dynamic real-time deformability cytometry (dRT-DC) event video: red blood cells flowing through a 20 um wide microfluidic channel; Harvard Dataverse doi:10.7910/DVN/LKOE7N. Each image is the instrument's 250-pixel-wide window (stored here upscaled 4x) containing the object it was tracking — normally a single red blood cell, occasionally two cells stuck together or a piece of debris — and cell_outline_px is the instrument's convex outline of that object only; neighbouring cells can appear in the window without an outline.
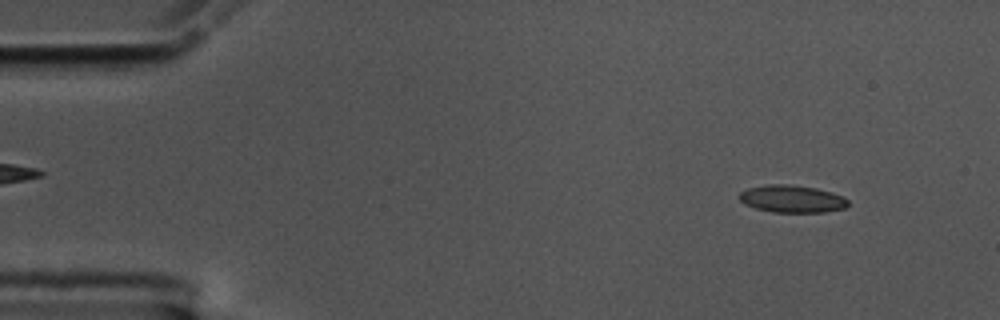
{"species": "common noctule bat (a hibernating species)", "species_latin": "Nyctalus noctula", "temperature_condition": "cold", "stored_images_in_passage": 56, "camera_frame_rate_fps": 3000, "um_per_image_px": 0.085, "animal": {"sex": "male", "body_mass_g": 17.5, "forearm_length_mm": 52.3}, "frame": {"image": 1, "passage_image": 5, "time_ms": 1.333, "image_size_px": [1000, 320], "cell_outline_px": [[848, 204], [844, 208], [828, 212], [772, 212], [756, 208], [744, 204], [736, 196], [740, 192], [748, 188], [768, 184], [788, 184], [816, 188], [832, 192], [844, 196], [848, 200]], "centroid_in_image_um": [67.31, 16.9], "position_along_channel_um": 17.7, "area_um2": 17.51}}
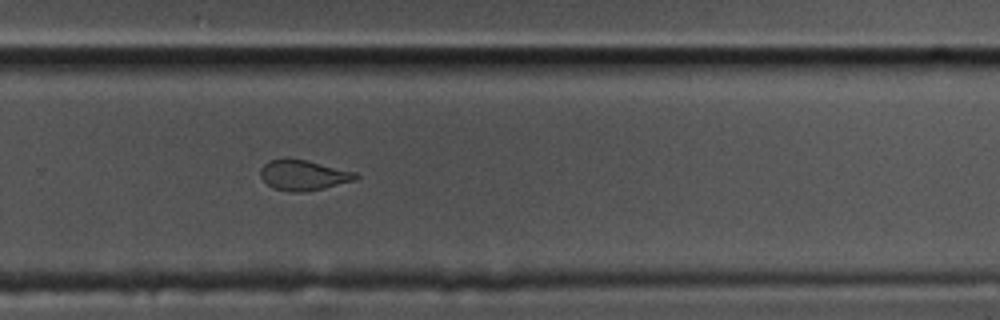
{"frame": {"image": 2, "passage_image": 37, "time_ms": 12.0, "image_size_px": [1000, 320], "cell_outline_px": [[360, 176], [356, 180], [324, 188], [304, 192], [292, 192], [272, 188], [260, 176], [260, 168], [268, 160], [308, 160], [356, 172]], "centroid_in_image_um": [25.82, 14.9], "position_along_channel_um": 304.0, "area_um2": 16.7}}
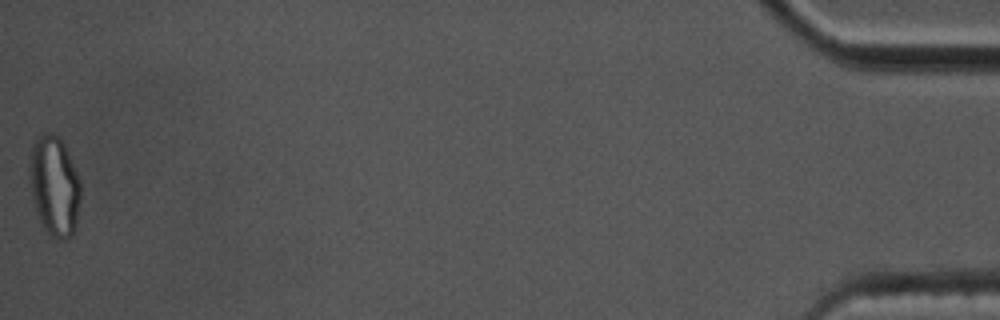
{"frame": {"image": 3, "passage_image": 56, "time_ms": 18.333, "image_size_px": [1000, 320], "cell_outline_px": [[80, 200], [76, 220], [72, 236], [64, 240], [52, 236], [44, 228], [36, 212], [32, 200], [28, 180], [28, 168], [32, 144], [40, 132], [48, 132], [60, 136], [68, 152], [80, 180]], "centroid_in_image_um": [4.59, 15.75], "position_along_channel_um": 430.6, "area_um2": 30.17}, "authors_computed_cell_mechanics": {"area_um2": 17.5134, "velocity_mm_per_s": 3.5428, "shape_relaxation_time_tau1_ms": null, "shape_relaxation_time_tau2_ms": 1.1437, "deformation_change_tau1": null, "deformation_change_tau2": 0.0643}}